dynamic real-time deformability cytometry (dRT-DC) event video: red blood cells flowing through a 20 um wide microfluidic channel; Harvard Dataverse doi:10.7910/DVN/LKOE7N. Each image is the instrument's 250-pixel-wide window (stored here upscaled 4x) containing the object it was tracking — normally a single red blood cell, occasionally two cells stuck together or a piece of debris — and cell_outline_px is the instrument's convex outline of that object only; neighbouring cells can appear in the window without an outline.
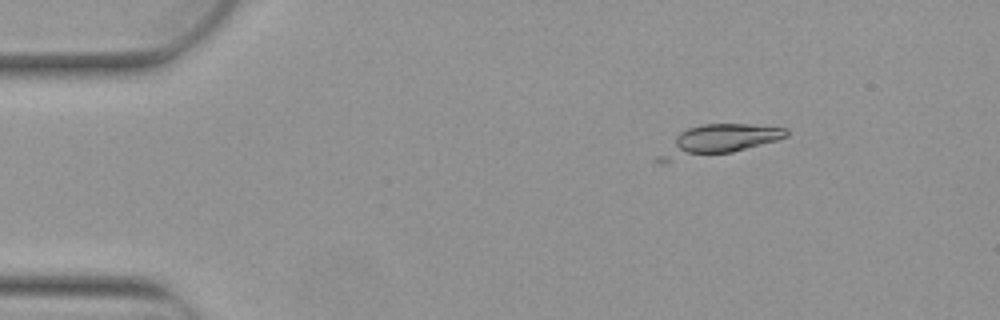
{"species": "Egyptian fruit bat (a non-hibernating species)", "species_latin": "Rousettus aegyptiacus", "temperature_condition": "warm", "stored_images_in_passage": 4, "camera_frame_rate_fps": 3000, "um_per_image_px": 0.085, "animal": {"sex": "female"}, "frame": {"image": 1, "passage_image": 2, "time_ms": 0.333, "image_size_px": [1000, 320], "cell_outline_px": [[788, 136], [776, 140], [732, 152], [660, 164], [652, 160], [680, 132], [688, 128], [700, 124], [748, 124], [788, 128]], "centroid_in_image_um": [60.96, 11.96], "position_along_channel_um": 24.0, "area_um2": 22.54}}